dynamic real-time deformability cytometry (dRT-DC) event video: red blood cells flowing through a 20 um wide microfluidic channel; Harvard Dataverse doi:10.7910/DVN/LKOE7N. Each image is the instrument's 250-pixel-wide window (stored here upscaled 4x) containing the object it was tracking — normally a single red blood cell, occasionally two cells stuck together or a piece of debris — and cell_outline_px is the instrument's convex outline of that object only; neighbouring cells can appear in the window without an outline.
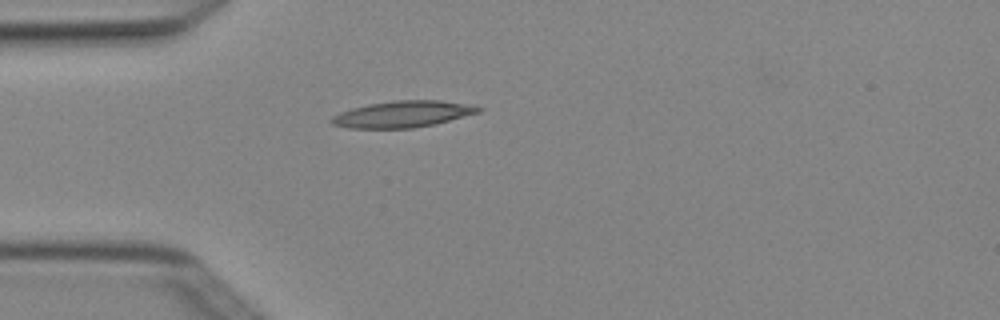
{"species": "Egyptian fruit bat (a non-hibernating species)", "species_latin": "Rousettus aegyptiacus", "temperature_condition": "cold", "stored_images_in_passage": 4, "camera_frame_rate_fps": 3000, "um_per_image_px": 0.085, "animal": {"sex": "female"}, "frame": {"image": 1, "passage_image": 4, "time_ms": 1.0, "image_size_px": [1000, 320], "cell_outline_px": [[484, 108], [480, 112], [436, 124], [412, 128], [348, 128], [332, 124], [328, 120], [332, 116], [340, 112], [352, 108], [368, 104], [392, 100], [440, 100], [476, 104]], "centroid_in_image_um": [34.28, 9.69], "position_along_channel_um": 50.7, "area_um2": 23.0}}